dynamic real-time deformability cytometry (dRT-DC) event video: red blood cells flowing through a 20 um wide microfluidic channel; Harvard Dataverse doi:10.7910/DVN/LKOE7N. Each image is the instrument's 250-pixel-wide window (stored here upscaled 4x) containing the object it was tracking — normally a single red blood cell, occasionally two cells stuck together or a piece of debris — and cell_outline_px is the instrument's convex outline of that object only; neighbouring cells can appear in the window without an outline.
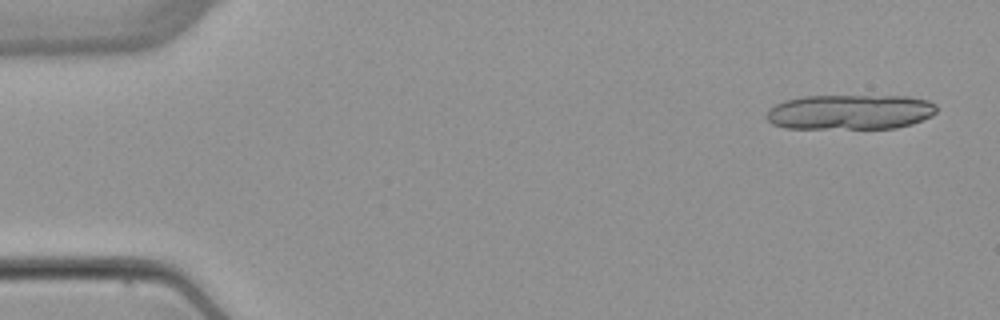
{"species": "common noctule bat (a hibernating species)", "species_latin": "Nyctalus noctula", "temperature_condition": "warm", "stored_images_in_passage": 3, "camera_frame_rate_fps": 3000, "um_per_image_px": 0.085, "animal": {"sex": "female", "body_mass_g": 22.7, "forearm_length_mm": 54.2}, "frame": {"image": 1, "passage_image": 1, "time_ms": 0.0, "image_size_px": [1000, 320], "cell_outline_px": [[936, 112], [932, 116], [912, 124], [896, 128], [784, 128], [772, 124], [764, 116], [768, 108], [784, 100], [804, 96], [908, 96], [928, 100], [936, 104]], "centroid_in_image_um": [72.24, 9.52], "position_along_channel_um": 12.8, "area_um2": 35.03}}